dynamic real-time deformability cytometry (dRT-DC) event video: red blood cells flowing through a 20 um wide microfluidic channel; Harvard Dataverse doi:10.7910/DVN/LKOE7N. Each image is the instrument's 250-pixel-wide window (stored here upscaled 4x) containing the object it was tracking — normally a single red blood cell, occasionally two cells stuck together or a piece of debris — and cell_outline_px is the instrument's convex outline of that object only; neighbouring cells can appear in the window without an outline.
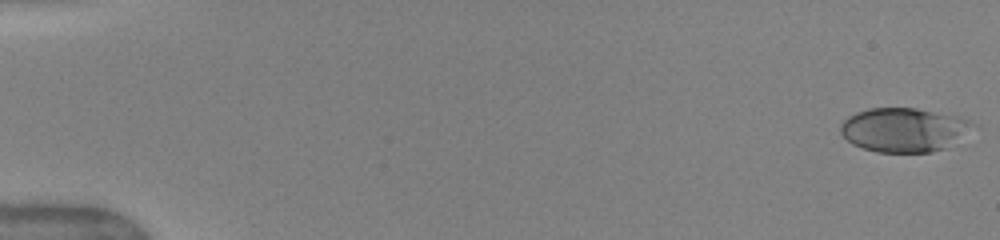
{"species": "human", "species_latin": "Homo sapiens", "temperature_condition": "warm", "stored_images_in_passage": 51, "camera_frame_rate_fps": 3000, "um_per_image_px": 0.085, "donor": {"sex": "female"}, "frame": {"image": 1, "passage_image": 1, "time_ms": 0.0, "image_size_px": [1000, 240], "cell_outline_px": [[980, 128], [948, 148], [932, 152], [876, 152], [852, 144], [840, 132], [840, 124], [848, 116], [856, 112], [868, 108], [916, 108], [960, 116], [980, 124]], "centroid_in_image_um": [76.97, 11.03], "position_along_channel_um": 8.0, "area_um2": 34.91}}
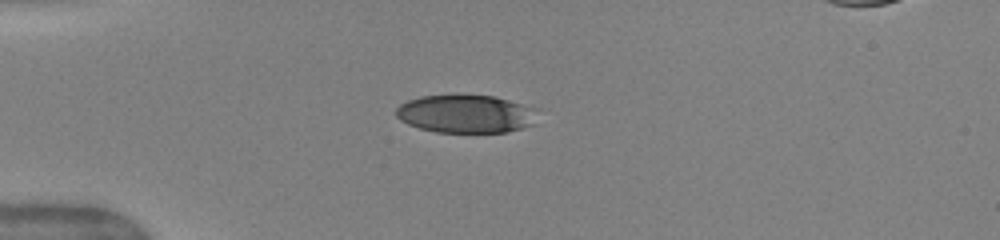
{"frame": {"image": 2, "passage_image": 14, "time_ms": 4.333, "image_size_px": [1000, 240], "cell_outline_px": [[540, 108], [532, 124], [508, 132], [436, 132], [420, 128], [408, 124], [400, 120], [396, 116], [396, 108], [400, 104], [408, 100], [420, 96], [456, 92], [496, 96]], "centroid_in_image_um": [39.6, 9.62], "position_along_channel_um": 45.4, "area_um2": 32.48}}
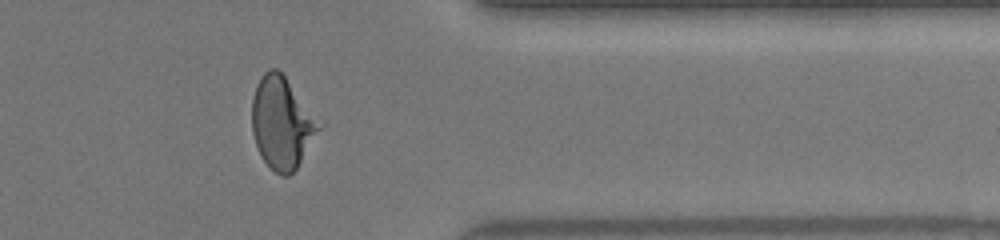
{"frame": {"image": 3, "passage_image": 42, "time_ms": 13.667, "image_size_px": [1000, 240], "cell_outline_px": [[328, 124], [296, 168], [288, 176], [280, 176], [260, 156], [252, 132], [252, 100], [256, 84], [264, 72], [268, 68], [276, 68], [284, 76]], "centroid_in_image_um": [24.07, 10.43], "position_along_channel_um": 387.3, "area_um2": 37.11}, "authors_computed_cell_mechanics": {"area_um2": 34.68, "velocity_mm_per_s": 4.0419, "shape_relaxation_time_tau1_ms": 4.4254, "shape_relaxation_time_tau2_ms": null, "deformation_change_tau1": 0.1987, "deformation_change_tau2": null}}